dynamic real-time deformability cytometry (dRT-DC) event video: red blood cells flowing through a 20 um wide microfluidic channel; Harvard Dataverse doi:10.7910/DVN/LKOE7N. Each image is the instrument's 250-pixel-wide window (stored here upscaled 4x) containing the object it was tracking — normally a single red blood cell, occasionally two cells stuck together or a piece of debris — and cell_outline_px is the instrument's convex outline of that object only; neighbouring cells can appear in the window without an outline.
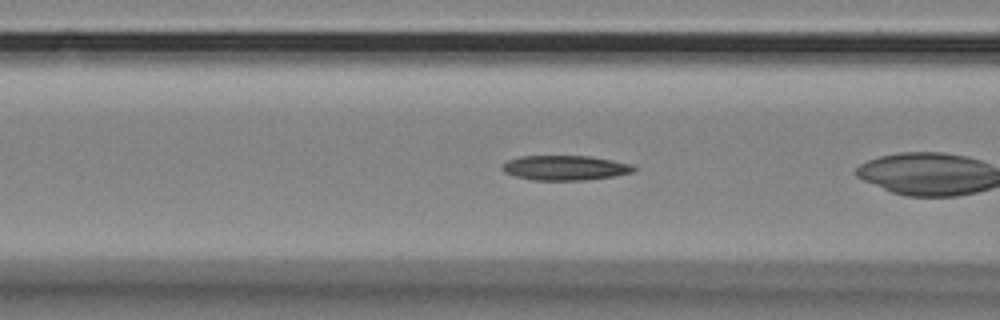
{"species": "Egyptian fruit bat (a non-hibernating species)", "species_latin": "Rousettus aegyptiacus", "temperature_condition": "room temperature", "stored_images_in_passage": 28, "camera_frame_rate_fps": 3000, "um_per_image_px": 0.085, "animal": {"sex": "female"}, "frame": {"image": 1, "passage_image": 5, "time_ms": 1.333, "image_size_px": [1000, 320], "cell_outline_px": [[636, 168], [632, 172], [612, 176], [584, 180], [532, 180], [512, 176], [504, 172], [500, 168], [500, 164], [508, 160], [520, 156], [588, 156], [612, 160], [632, 164]], "centroid_in_image_um": [47.95, 14.26], "position_along_channel_um": 118.6, "area_um2": 19.07}}